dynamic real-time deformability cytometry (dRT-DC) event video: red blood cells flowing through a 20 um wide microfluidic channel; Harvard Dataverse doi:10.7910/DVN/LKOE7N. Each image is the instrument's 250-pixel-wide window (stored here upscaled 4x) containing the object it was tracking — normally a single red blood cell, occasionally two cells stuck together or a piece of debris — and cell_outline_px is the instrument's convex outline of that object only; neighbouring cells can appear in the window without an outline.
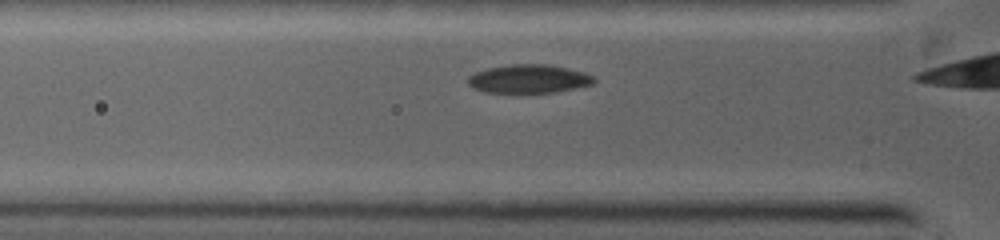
{"species": "common noctule bat (a hibernating species)", "species_latin": "Nyctalus noctula", "temperature_condition": "warm", "stored_images_in_passage": 30, "camera_frame_rate_fps": 5000, "um_per_image_px": 0.085, "animal": {"sex": "female", "body_mass_g": 19.0, "forearm_length_mm": 53.3}, "frame": {"image": 1, "passage_image": 2, "time_ms": 0.2, "image_size_px": [1000, 240], "cell_outline_px": [[596, 80], [592, 84], [552, 92], [484, 92], [472, 88], [468, 84], [468, 76], [476, 72], [488, 68], [508, 64], [544, 64], [568, 68], [584, 72], [592, 76]], "centroid_in_image_um": [44.9, 6.69], "position_along_channel_um": 80.9, "area_um2": 20.69}}
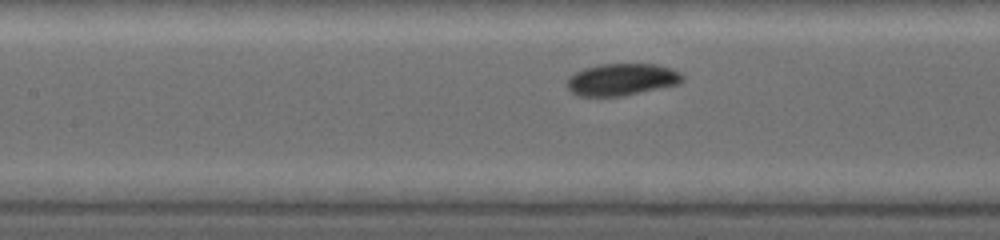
{"frame": {"image": 2, "passage_image": 12, "time_ms": 1.8, "image_size_px": [1000, 240], "cell_outline_px": [[684, 80], [680, 84], [624, 96], [576, 96], [568, 88], [568, 76], [584, 68], [600, 64], [656, 64], [672, 68], [680, 72], [684, 76]], "centroid_in_image_um": [52.89, 6.76], "position_along_channel_um": 154.5, "area_um2": 21.73}}
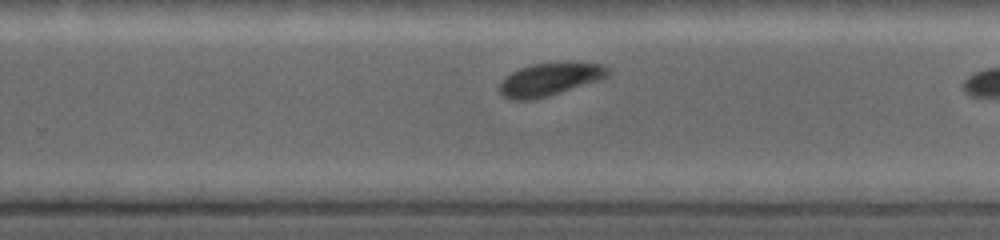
{"frame": {"image": 3, "passage_image": 28, "time_ms": 4.6, "image_size_px": [1000, 240], "cell_outline_px": [[608, 76], [548, 96], [532, 100], [512, 100], [504, 96], [500, 92], [500, 84], [512, 72], [520, 68], [532, 64], [604, 64], [608, 68]], "centroid_in_image_um": [46.67, 6.77], "position_along_channel_um": 283.1, "area_um2": 19.71}}